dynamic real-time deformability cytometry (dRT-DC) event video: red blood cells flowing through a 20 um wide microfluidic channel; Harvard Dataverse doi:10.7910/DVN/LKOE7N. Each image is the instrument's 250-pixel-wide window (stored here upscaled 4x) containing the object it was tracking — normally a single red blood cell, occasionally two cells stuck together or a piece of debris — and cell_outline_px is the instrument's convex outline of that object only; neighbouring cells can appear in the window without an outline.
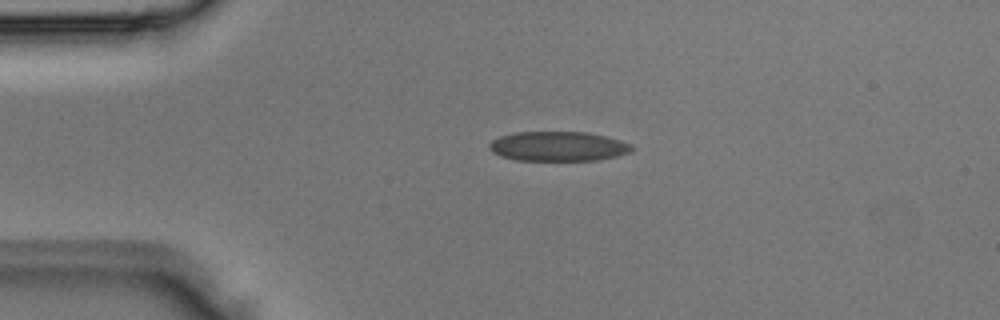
{"species": "Egyptian fruit bat (a non-hibernating species)", "species_latin": "Rousettus aegyptiacus", "temperature_condition": "room temperature", "stored_images_in_passage": 2, "camera_frame_rate_fps": 3000, "um_per_image_px": 0.085, "animal": {"sex": "male"}, "frame": {"image": 1, "passage_image": 1, "time_ms": 0.0, "image_size_px": [1000, 320], "cell_outline_px": [[636, 148], [628, 152], [616, 156], [596, 160], [516, 160], [500, 156], [492, 152], [488, 148], [488, 144], [492, 140], [500, 136], [512, 132], [588, 132], [620, 140], [632, 144]], "centroid_in_image_um": [47.41, 12.43], "position_along_channel_um": 37.6, "area_um2": 24.68}}